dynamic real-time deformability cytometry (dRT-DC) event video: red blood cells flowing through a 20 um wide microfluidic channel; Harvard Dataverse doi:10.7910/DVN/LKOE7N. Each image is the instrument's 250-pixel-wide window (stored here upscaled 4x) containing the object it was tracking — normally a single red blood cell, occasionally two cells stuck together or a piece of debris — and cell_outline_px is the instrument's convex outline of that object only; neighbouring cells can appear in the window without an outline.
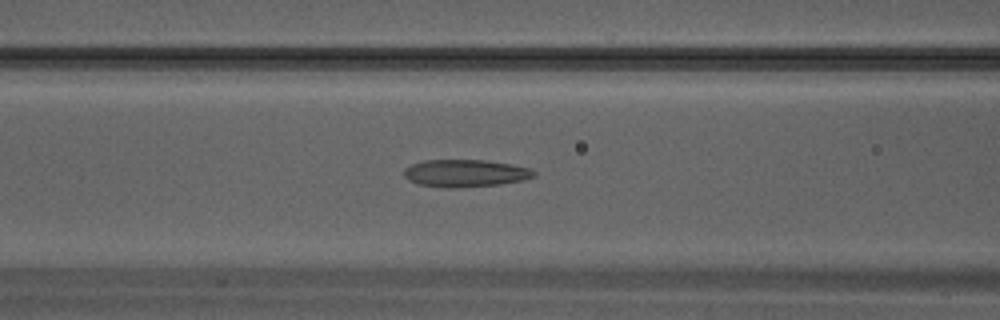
{"species": "Egyptian fruit bat (a non-hibernating species)", "species_latin": "Rousettus aegyptiacus", "temperature_condition": "warm", "stored_images_in_passage": 31, "camera_frame_rate_fps": 3000, "um_per_image_px": 0.085, "animal": {"sex": "male"}, "frame": {"image": 1, "passage_image": 12, "time_ms": 3.667, "image_size_px": [1000, 320], "cell_outline_px": [[536, 176], [524, 180], [500, 184], [460, 188], [444, 188], [420, 184], [408, 180], [404, 176], [404, 168], [412, 164], [424, 160], [484, 160], [512, 164], [528, 168], [536, 172]], "centroid_in_image_um": [39.55, 14.73], "position_along_channel_um": 127.0, "area_um2": 20.87}}
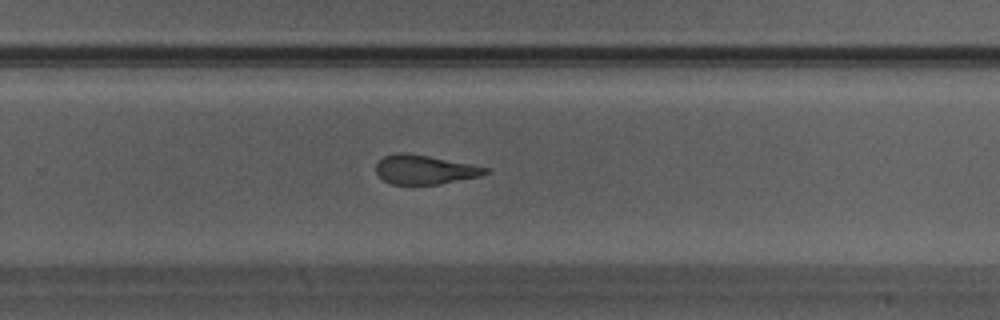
{"frame": {"image": 2, "passage_image": 20, "time_ms": 6.333, "image_size_px": [1000, 320], "cell_outline_px": [[488, 172], [480, 176], [440, 184], [392, 184], [384, 180], [376, 172], [376, 164], [384, 156], [396, 152], [408, 152], [488, 168]], "centroid_in_image_um": [36.05, 14.41], "position_along_channel_um": 293.7, "area_um2": 18.32}}
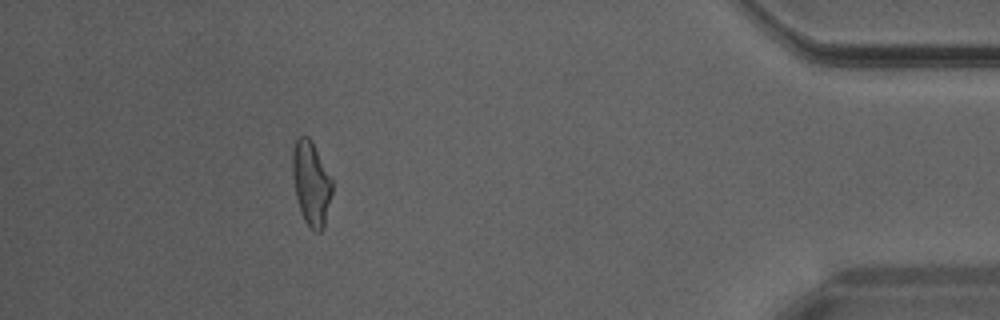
{"frame": {"image": 3, "passage_image": 28, "time_ms": 9.0, "image_size_px": [1000, 320], "cell_outline_px": [[332, 192], [324, 228], [320, 232], [316, 232], [304, 220], [300, 212], [296, 196], [292, 176], [292, 148], [296, 140], [300, 136], [308, 136], [312, 140], [332, 180]], "centroid_in_image_um": [26.44, 15.57], "position_along_channel_um": 408.8, "area_um2": 19.48}}